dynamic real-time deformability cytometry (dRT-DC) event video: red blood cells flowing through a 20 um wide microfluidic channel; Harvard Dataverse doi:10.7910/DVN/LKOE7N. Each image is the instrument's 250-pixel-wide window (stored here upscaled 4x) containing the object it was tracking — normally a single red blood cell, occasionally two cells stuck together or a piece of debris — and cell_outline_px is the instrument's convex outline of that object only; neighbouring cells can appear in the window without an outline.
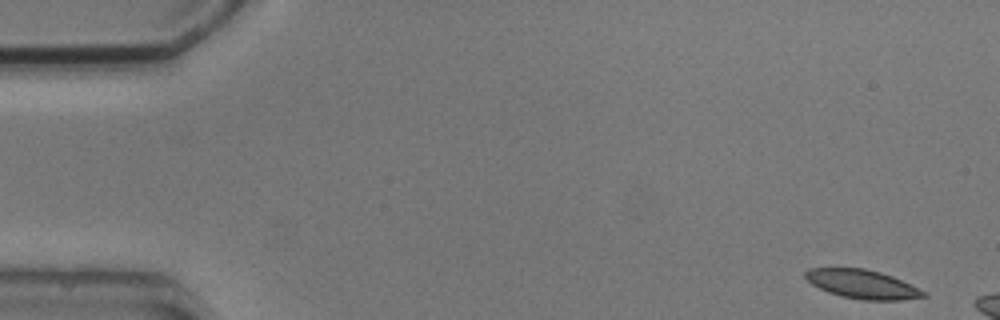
{"species": "common noctule bat (a hibernating species)", "species_latin": "Nyctalus noctula", "temperature_condition": "cold", "stored_images_in_passage": 4, "camera_frame_rate_fps": 3000, "um_per_image_px": 0.085, "animal": {"sex": "male", "body_mass_g": 20.5, "forearm_length_mm": 52.5}, "frame": {"image": 1, "passage_image": 1, "time_ms": 0.0, "image_size_px": [1000, 320], "cell_outline_px": [[928, 296], [900, 300], [860, 300], [840, 296], [828, 292], [812, 284], [804, 276], [804, 272], [808, 268], [864, 268], [880, 272], [892, 276], [928, 292]], "centroid_in_image_um": [73.31, 24.16], "position_along_channel_um": 11.7, "area_um2": 19.94}}